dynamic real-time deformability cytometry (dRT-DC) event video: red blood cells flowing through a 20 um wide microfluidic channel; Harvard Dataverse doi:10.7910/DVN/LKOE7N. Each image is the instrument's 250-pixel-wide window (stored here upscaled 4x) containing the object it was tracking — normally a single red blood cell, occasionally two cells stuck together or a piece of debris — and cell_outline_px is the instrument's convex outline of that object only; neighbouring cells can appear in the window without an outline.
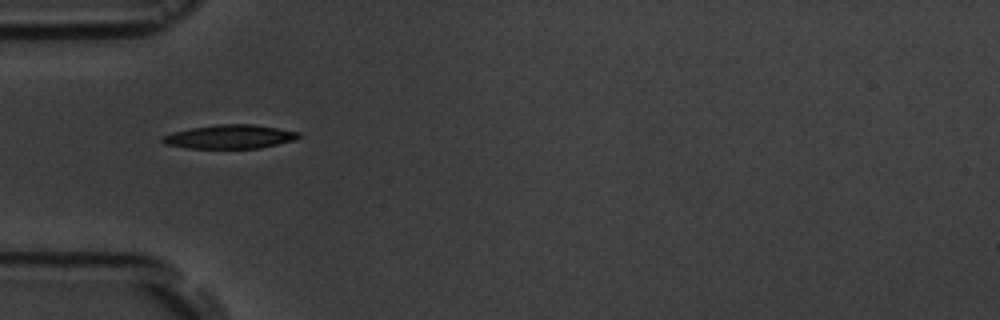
{"species": "common noctule bat (a hibernating species)", "species_latin": "Nyctalus noctula", "temperature_condition": "room temperature", "stored_images_in_passage": 6, "camera_frame_rate_fps": 3000, "um_per_image_px": 0.085, "animal": {"sex": "male", "body_mass_g": 19.5, "forearm_length_mm": 54.6}, "frame": {"image": 1, "passage_image": 1, "time_ms": 0.0, "image_size_px": [1000, 320], "cell_outline_px": [[300, 136], [296, 140], [260, 148], [188, 148], [164, 144], [160, 140], [160, 136], [172, 132], [192, 128], [216, 124], [252, 124], [300, 132]], "centroid_in_image_um": [19.51, 11.62], "position_along_channel_um": 65.5, "area_um2": 18.96}}
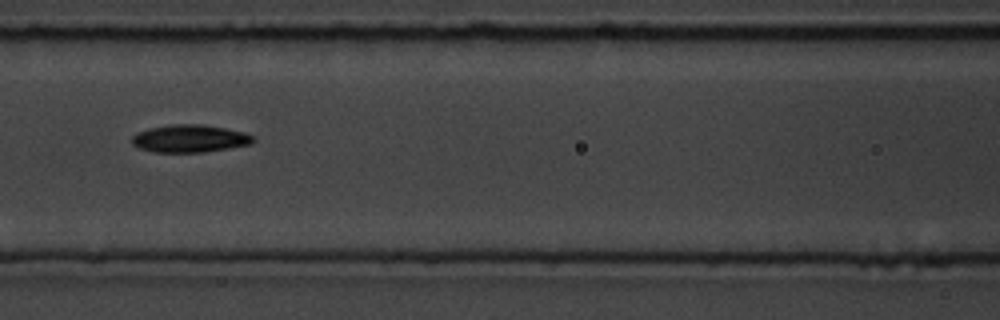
{"frame": {"image": 2, "passage_image": 3, "time_ms": 2.333, "image_size_px": [1000, 320], "cell_outline_px": [[256, 140], [252, 144], [204, 152], [152, 152], [140, 148], [132, 144], [132, 136], [136, 132], [148, 128], [172, 124], [200, 124], [224, 128], [244, 132], [252, 136]], "centroid_in_image_um": [16.11, 11.77], "position_along_channel_um": 150.5, "area_um2": 19.54}}
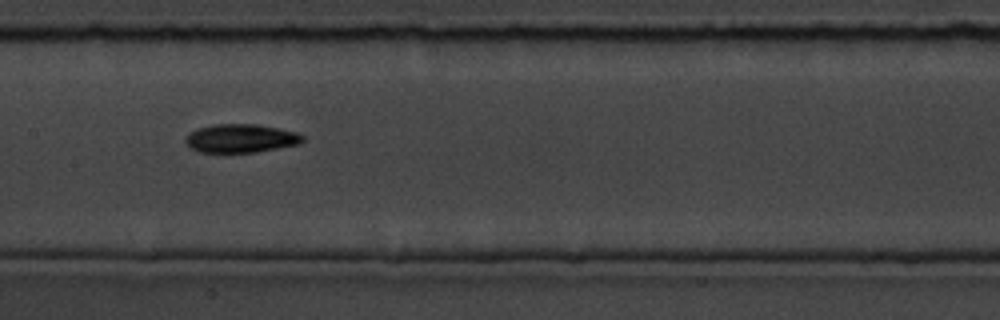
{"frame": {"image": 3, "passage_image": 4, "time_ms": 3.333, "image_size_px": [1000, 320], "cell_outline_px": [[304, 140], [300, 144], [256, 152], [200, 152], [192, 148], [184, 140], [196, 128], [212, 124], [256, 124], [296, 132], [304, 136]], "centroid_in_image_um": [20.49, 11.75], "position_along_channel_um": 186.9, "area_um2": 19.31}}